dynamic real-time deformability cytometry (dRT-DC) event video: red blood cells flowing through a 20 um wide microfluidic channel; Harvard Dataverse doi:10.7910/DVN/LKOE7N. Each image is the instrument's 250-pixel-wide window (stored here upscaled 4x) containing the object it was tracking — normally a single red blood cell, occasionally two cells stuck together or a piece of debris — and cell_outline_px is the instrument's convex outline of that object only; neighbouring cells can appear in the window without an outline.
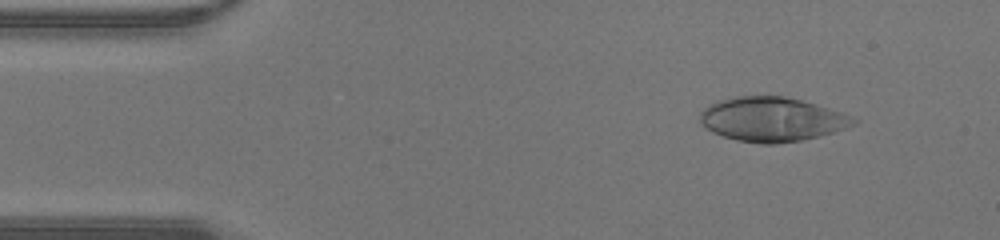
{"species": "human", "species_latin": "Homo sapiens", "temperature_condition": "warm", "stored_images_in_passage": 41, "camera_frame_rate_fps": 3000, "um_per_image_px": 0.085, "donor": {"sex": "male"}, "frame": {"image": 1, "passage_image": 4, "time_ms": 1.0, "image_size_px": [1000, 240], "cell_outline_px": [[860, 120], [856, 124], [832, 132], [800, 140], [776, 144], [760, 144], [736, 140], [712, 132], [700, 124], [700, 112], [708, 104], [720, 100], [736, 96], [784, 96], [816, 104], [844, 112]], "centroid_in_image_um": [65.6, 10.14], "position_along_channel_um": 19.4, "area_um2": 39.65}}
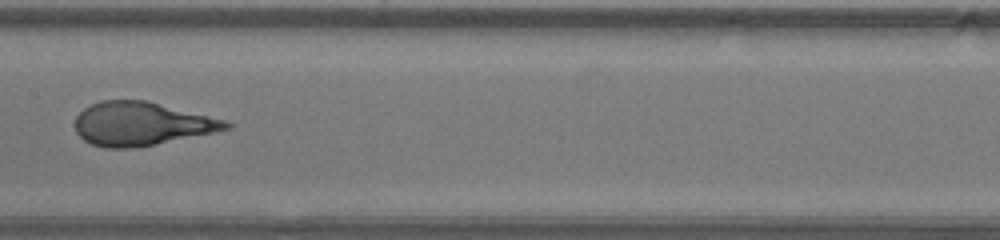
{"frame": {"image": 2, "passage_image": 20, "time_ms": 6.333, "image_size_px": [1000, 240], "cell_outline_px": [[232, 128], [156, 144], [128, 148], [104, 148], [92, 144], [84, 140], [76, 132], [76, 116], [84, 108], [100, 100], [144, 100], [224, 120], [232, 124]], "centroid_in_image_um": [11.97, 10.53], "position_along_channel_um": 195.4, "area_um2": 37.69}}
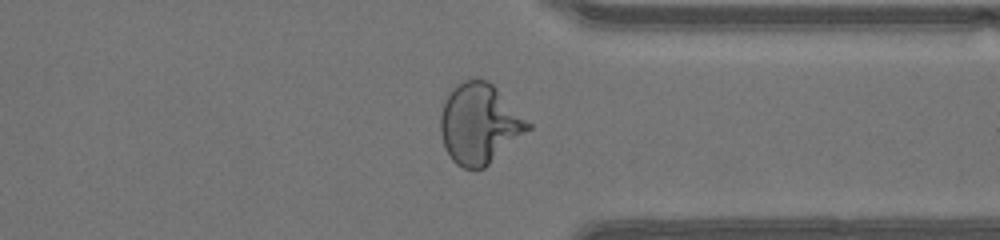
{"frame": {"image": 3, "passage_image": 31, "time_ms": 10.0, "image_size_px": [1000, 240], "cell_outline_px": [[532, 128], [484, 168], [464, 168], [456, 164], [452, 160], [444, 148], [440, 132], [440, 116], [448, 92], [456, 84], [464, 80], [488, 80], [532, 124]], "centroid_in_image_um": [40.74, 10.53], "position_along_channel_um": 370.7, "area_um2": 40.69}}